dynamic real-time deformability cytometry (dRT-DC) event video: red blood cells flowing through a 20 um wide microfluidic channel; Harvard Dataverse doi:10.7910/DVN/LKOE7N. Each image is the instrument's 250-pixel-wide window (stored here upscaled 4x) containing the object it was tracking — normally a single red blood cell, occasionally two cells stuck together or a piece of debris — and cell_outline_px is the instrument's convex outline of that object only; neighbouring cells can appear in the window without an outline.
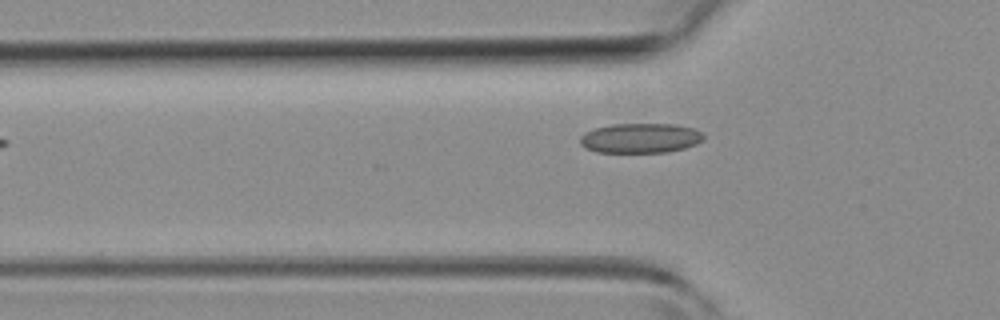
{"species": "common noctule bat (a hibernating species)", "species_latin": "Nyctalus noctula", "temperature_condition": "room temperature", "stored_images_in_passage": 5, "camera_frame_rate_fps": 3000, "um_per_image_px": 0.085, "animal": {"sex": "female", "body_mass_g": 19.3, "forearm_length_mm": 54.1}, "frame": {"image": 1, "passage_image": 4, "time_ms": 3.667, "image_size_px": [1000, 320], "cell_outline_px": [[704, 140], [696, 144], [684, 148], [668, 152], [596, 152], [580, 144], [580, 136], [584, 132], [596, 128], [612, 124], [676, 124], [692, 128], [700, 132], [704, 136]], "centroid_in_image_um": [54.44, 11.74], "position_along_channel_um": 71.4, "area_um2": 21.39}}
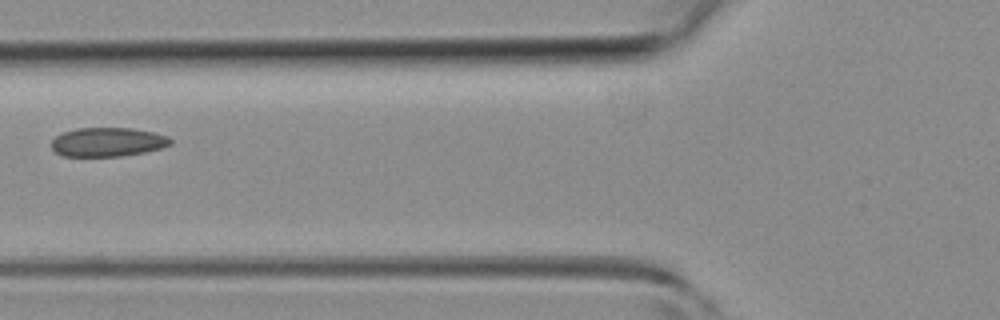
{"frame": {"image": 2, "passage_image": 5, "time_ms": 4.667, "image_size_px": [1000, 320], "cell_outline_px": [[172, 144], [160, 148], [144, 152], [120, 156], [64, 156], [56, 152], [52, 148], [52, 140], [56, 136], [64, 132], [76, 128], [132, 128], [152, 132], [168, 136], [172, 140]], "centroid_in_image_um": [9.16, 12.07], "position_along_channel_um": 116.6, "area_um2": 20.0}}